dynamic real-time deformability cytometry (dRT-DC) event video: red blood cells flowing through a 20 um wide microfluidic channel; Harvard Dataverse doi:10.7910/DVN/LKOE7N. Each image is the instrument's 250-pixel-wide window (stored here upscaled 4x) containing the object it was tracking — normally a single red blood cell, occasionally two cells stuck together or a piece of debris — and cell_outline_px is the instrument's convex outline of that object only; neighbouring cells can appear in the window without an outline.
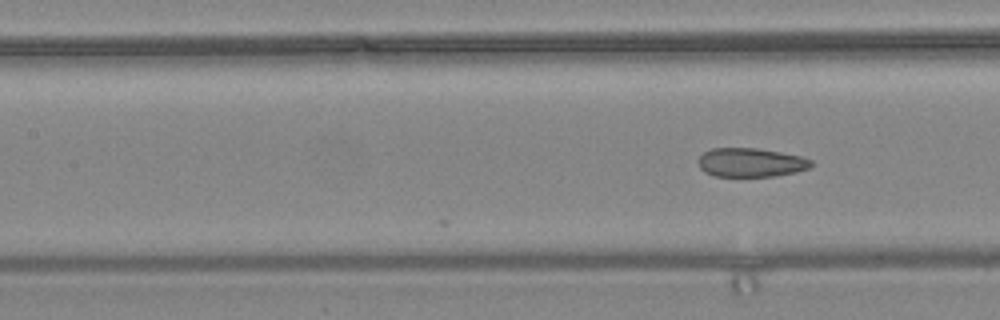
{"species": "common noctule bat (a hibernating species)", "species_latin": "Nyctalus noctula", "temperature_condition": "warm", "stored_images_in_passage": 7, "camera_frame_rate_fps": 3000, "um_per_image_px": 0.085, "animal": {"sex": "female", "body_mass_g": 24.6, "forearm_length_mm": 56.2}, "frame": {"image": 1, "passage_image": 7, "time_ms": 2.0, "image_size_px": [1000, 320], "cell_outline_px": [[812, 164], [808, 168], [796, 172], [776, 176], [716, 176], [704, 172], [700, 168], [696, 160], [704, 152], [712, 148], [760, 148], [800, 156], [812, 160]], "centroid_in_image_um": [63.79, 13.81], "position_along_channel_um": 143.6, "area_um2": 19.07}}